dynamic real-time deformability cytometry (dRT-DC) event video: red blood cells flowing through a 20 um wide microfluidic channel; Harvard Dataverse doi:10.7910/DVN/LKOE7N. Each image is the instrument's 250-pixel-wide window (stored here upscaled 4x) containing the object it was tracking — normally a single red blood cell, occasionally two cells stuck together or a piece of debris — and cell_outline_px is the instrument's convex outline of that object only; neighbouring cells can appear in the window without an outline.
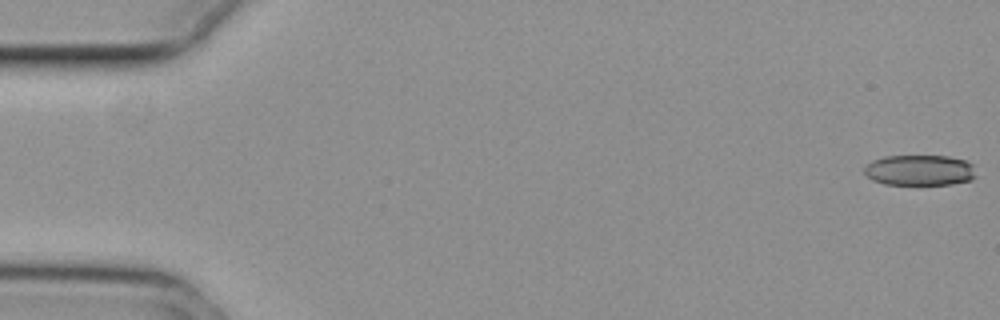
{"species": "common noctule bat (a hibernating species)", "species_latin": "Nyctalus noctula", "temperature_condition": "cold", "stored_images_in_passage": 18, "camera_frame_rate_fps": 3000, "um_per_image_px": 0.085, "animal": {"sex": "female", "body_mass_g": 29.2, "forearm_length_mm": 56.3}, "frame": {"image": 1, "passage_image": 1, "time_ms": 0.0, "image_size_px": [1000, 320], "cell_outline_px": [[976, 176], [972, 180], [952, 184], [884, 184], [872, 180], [864, 172], [864, 168], [872, 160], [884, 156], [948, 156], [964, 160], [972, 164]], "centroid_in_image_um": [78.17, 14.47], "position_along_channel_um": 6.8, "area_um2": 19.94}}
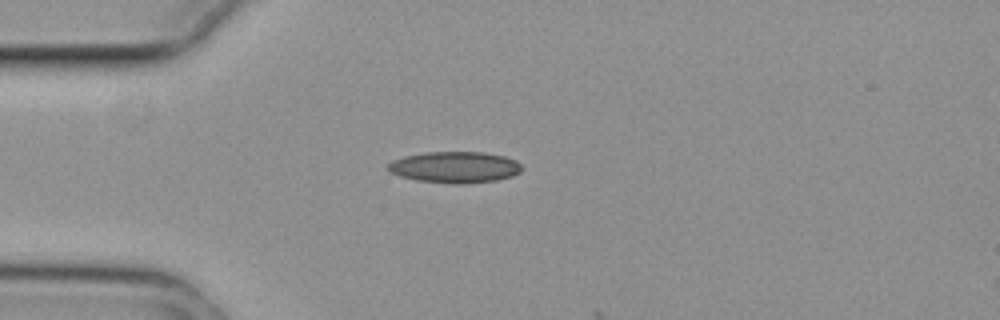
{"frame": {"image": 2, "passage_image": 15, "time_ms": 4.667, "image_size_px": [1000, 320], "cell_outline_px": [[524, 168], [520, 172], [512, 176], [496, 180], [460, 184], [456, 184], [416, 180], [400, 176], [388, 172], [384, 168], [384, 164], [392, 160], [404, 156], [424, 152], [484, 152], [504, 156], [516, 160]], "centroid_in_image_um": [38.61, 14.2], "position_along_channel_um": 46.4, "area_um2": 24.74}}